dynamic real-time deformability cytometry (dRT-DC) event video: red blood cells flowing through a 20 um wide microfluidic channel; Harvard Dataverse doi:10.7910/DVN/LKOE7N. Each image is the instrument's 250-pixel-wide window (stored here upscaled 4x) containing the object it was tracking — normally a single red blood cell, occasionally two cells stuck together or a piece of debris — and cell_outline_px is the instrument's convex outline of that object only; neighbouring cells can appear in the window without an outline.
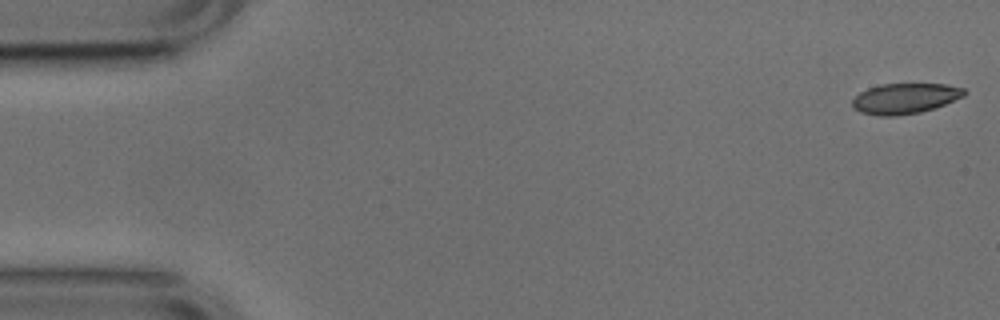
{"species": "common noctule bat (a hibernating species)", "species_latin": "Nyctalus noctula", "temperature_condition": "cold", "stored_images_in_passage": 52, "camera_frame_rate_fps": 3000, "um_per_image_px": 0.085, "animal": {"sex": "male", "body_mass_g": 17.9, "forearm_length_mm": 54.2}, "frame": {"image": 1, "passage_image": 1, "time_ms": 0.0, "image_size_px": [1000, 320], "cell_outline_px": [[968, 92], [964, 96], [944, 104], [920, 112], [896, 116], [880, 116], [860, 112], [852, 108], [852, 100], [860, 92], [868, 88], [880, 84], [948, 84], [964, 88]], "centroid_in_image_um": [76.91, 8.36], "position_along_channel_um": 8.1, "area_um2": 19.88}}
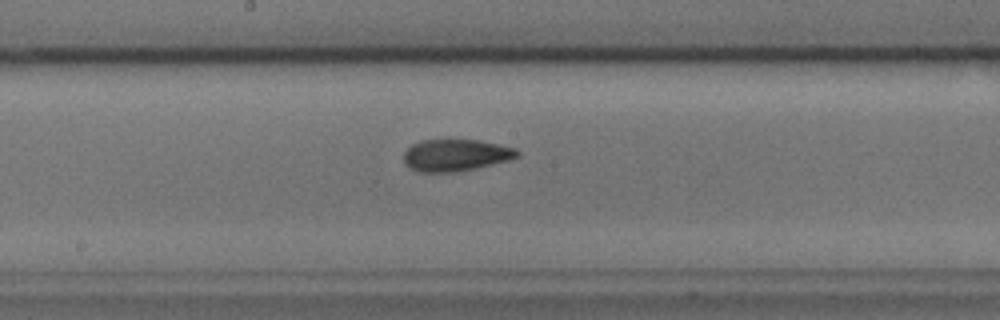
{"frame": {"image": 2, "passage_image": 27, "time_ms": 8.667, "image_size_px": [1000, 320], "cell_outline_px": [[520, 156], [508, 160], [492, 164], [456, 172], [420, 172], [408, 168], [404, 164], [404, 152], [412, 144], [420, 140], [480, 140], [500, 144], [516, 148], [520, 152]], "centroid_in_image_um": [38.73, 13.18], "position_along_channel_um": 209.5, "area_um2": 21.21}}
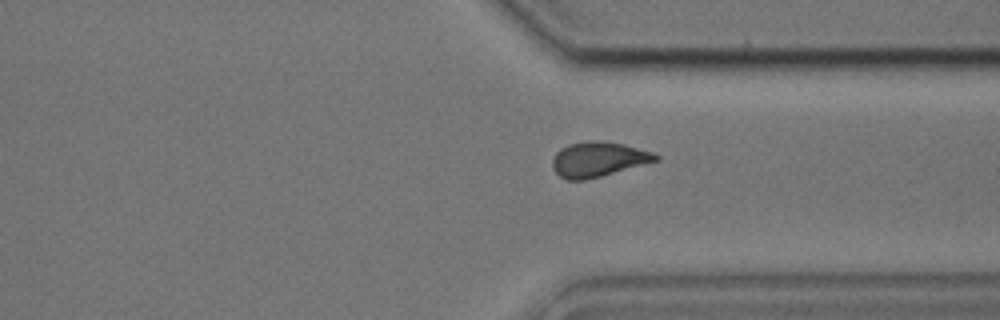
{"frame": {"image": 3, "passage_image": 39, "time_ms": 12.667, "image_size_px": [1000, 320], "cell_outline_px": [[660, 160], [600, 176], [584, 180], [568, 180], [560, 176], [552, 168], [552, 160], [556, 152], [560, 148], [568, 144], [588, 140], [596, 140], [624, 144], [652, 152], [660, 156]], "centroid_in_image_um": [50.84, 13.53], "position_along_channel_um": 360.6, "area_um2": 20.98}, "authors_computed_cell_mechanics": {"area_um2": 20.7213, "velocity_mm_per_s": 3.7797, "shape_relaxation_time_tau1_ms": 10.3706, "shape_relaxation_time_tau2_ms": 2.2695, "deformation_change_tau1": 0.2214, "deformation_change_tau2": 0.0687}}